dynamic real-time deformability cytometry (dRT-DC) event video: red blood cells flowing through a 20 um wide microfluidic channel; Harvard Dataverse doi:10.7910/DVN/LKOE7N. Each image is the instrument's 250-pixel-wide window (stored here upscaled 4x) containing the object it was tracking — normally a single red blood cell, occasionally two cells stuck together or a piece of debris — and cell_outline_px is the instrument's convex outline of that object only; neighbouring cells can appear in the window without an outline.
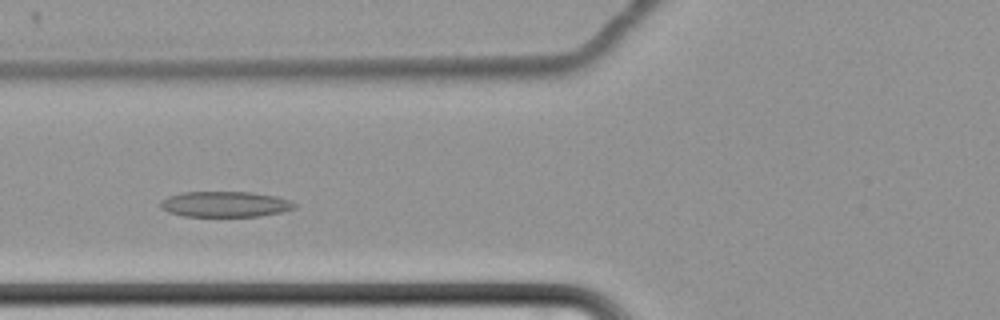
{"species": "common noctule bat (a hibernating species)", "species_latin": "Nyctalus noctula", "temperature_condition": "cold", "stored_images_in_passage": 45, "camera_frame_rate_fps": 3000, "um_per_image_px": 0.085, "animal": {"sex": "female", "body_mass_g": 22.7, "forearm_length_mm": 54.2}, "frame": {"image": 1, "passage_image": 8, "time_ms": 2.333, "image_size_px": [1000, 320], "cell_outline_px": [[296, 208], [280, 212], [260, 216], [184, 216], [168, 212], [160, 208], [160, 200], [168, 196], [184, 192], [252, 192], [276, 196], [288, 200], [296, 204]], "centroid_in_image_um": [19.1, 17.35], "position_along_channel_um": 106.7, "area_um2": 20.0}}
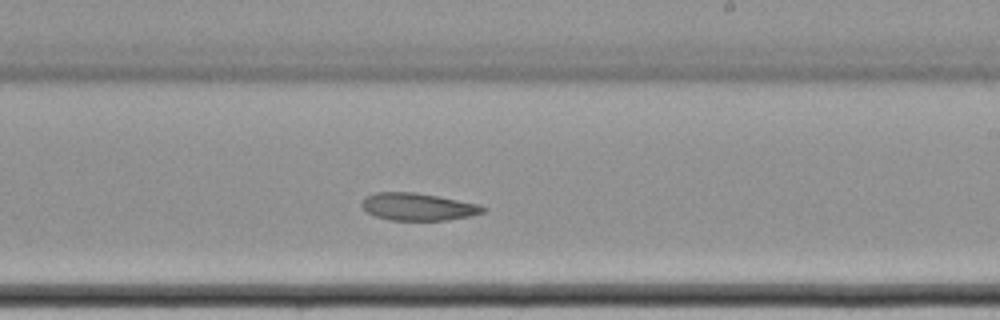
{"frame": {"image": 2, "passage_image": 21, "time_ms": 6.667, "image_size_px": [1000, 320], "cell_outline_px": [[488, 208], [484, 212], [468, 216], [448, 220], [388, 220], [376, 216], [368, 212], [360, 204], [364, 196], [376, 192], [416, 192], [480, 204]], "centroid_in_image_um": [35.52, 17.57], "position_along_channel_um": 253.5, "area_um2": 19.42}}
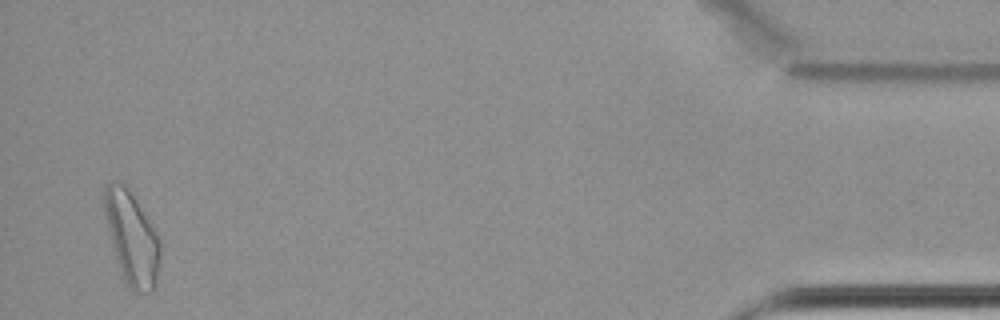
{"frame": {"image": 3, "passage_image": 43, "time_ms": 14.0, "image_size_px": [1000, 320], "cell_outline_px": [[160, 264], [156, 288], [152, 292], [132, 292], [128, 288], [116, 260], [108, 232], [100, 200], [104, 188], [108, 184], [116, 180], [120, 180], [128, 188], [136, 200], [160, 240]], "centroid_in_image_um": [11.17, 20.24], "position_along_channel_um": 424.0, "area_um2": 30.69}}